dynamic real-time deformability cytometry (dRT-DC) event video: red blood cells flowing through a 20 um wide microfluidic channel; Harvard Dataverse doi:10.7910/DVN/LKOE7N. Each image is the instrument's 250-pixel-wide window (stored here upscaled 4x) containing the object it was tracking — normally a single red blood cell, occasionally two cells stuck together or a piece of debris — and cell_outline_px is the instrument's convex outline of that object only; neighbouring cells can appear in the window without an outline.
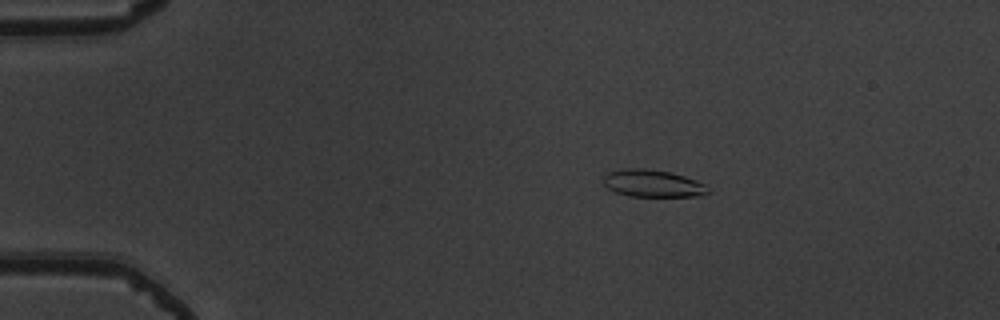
{"species": "common noctule bat (a hibernating species)", "species_latin": "Nyctalus noctula", "temperature_condition": "warm", "stored_images_in_passage": 44, "camera_frame_rate_fps": 3000, "um_per_image_px": 0.085, "animal": {"sex": "male", "body_mass_g": 19.5, "forearm_length_mm": 54.6}, "frame": {"image": 1, "passage_image": 1, "time_ms": 0.0, "image_size_px": [1000, 320], "cell_outline_px": [[708, 192], [704, 196], [628, 196], [616, 192], [608, 188], [604, 184], [604, 176], [608, 172], [628, 168], [644, 168], [668, 172], [684, 176], [696, 180], [704, 184], [708, 188]], "centroid_in_image_um": [55.48, 15.59], "position_along_channel_um": 29.5, "area_um2": 16.47}}
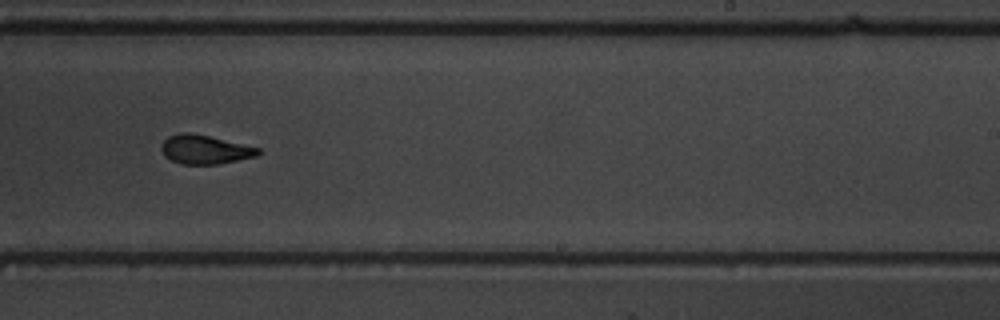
{"frame": {"image": 2, "passage_image": 25, "time_ms": 8.0, "image_size_px": [1000, 320], "cell_outline_px": [[260, 152], [256, 156], [220, 164], [180, 164], [164, 156], [160, 148], [164, 140], [168, 136], [180, 132], [192, 132], [260, 148]], "centroid_in_image_um": [17.38, 12.7], "position_along_channel_um": 271.6, "area_um2": 16.36}}
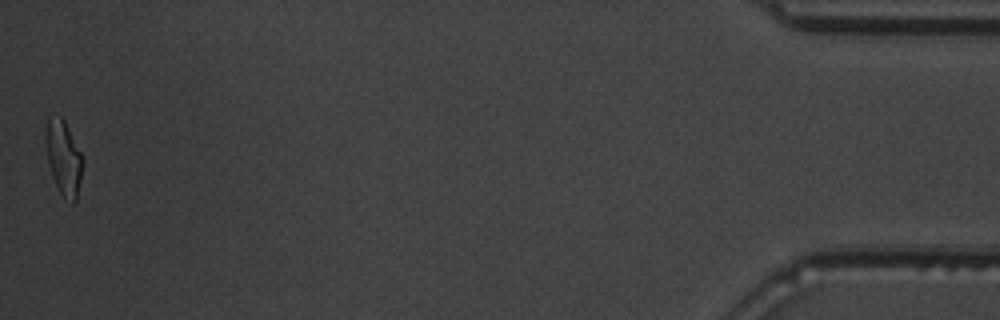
{"frame": {"image": 3, "passage_image": 44, "time_ms": 14.333, "image_size_px": [1000, 320], "cell_outline_px": [[84, 160], [76, 200], [72, 204], [60, 192], [52, 176], [48, 164], [44, 140], [44, 132], [48, 116], [60, 116], [64, 120]], "centroid_in_image_um": [5.37, 13.38], "position_along_channel_um": 429.8, "area_um2": 16.07}, "authors_computed_cell_mechanics": {"area_um2": 16.4152, "velocity_mm_per_s": 3.8791, "shape_relaxation_time_tau1_ms": 4.7661, "shape_relaxation_time_tau2_ms": 3.1451, "deformation_change_tau1": 0.1985, "deformation_change_tau2": 0.102}}